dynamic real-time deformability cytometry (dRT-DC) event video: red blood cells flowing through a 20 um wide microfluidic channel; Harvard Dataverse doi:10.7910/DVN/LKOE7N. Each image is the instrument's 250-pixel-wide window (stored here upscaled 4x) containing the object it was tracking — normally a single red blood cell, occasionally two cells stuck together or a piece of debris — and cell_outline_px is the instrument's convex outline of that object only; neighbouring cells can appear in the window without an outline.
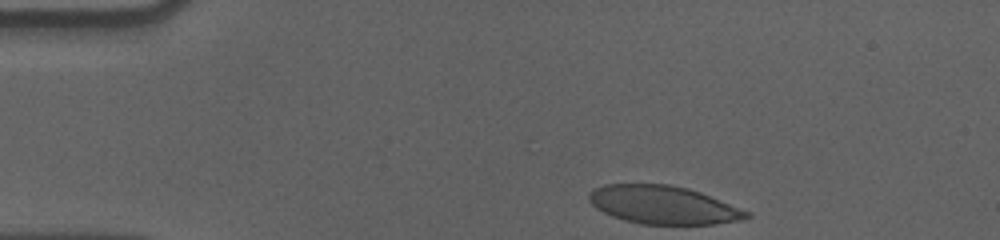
{"species": "human", "species_latin": "Homo sapiens", "temperature_condition": "cold", "stored_images_in_passage": 38, "camera_frame_rate_fps": 3000, "um_per_image_px": 0.085, "donor": {"sex": "male"}, "frame": {"image": 1, "passage_image": 1, "time_ms": 0.0, "image_size_px": [1000, 240], "cell_outline_px": [[752, 216], [744, 220], [712, 224], [640, 224], [624, 220], [612, 216], [596, 208], [588, 200], [588, 192], [604, 184], [668, 184], [688, 188], [700, 192], [752, 212]], "centroid_in_image_um": [56.4, 17.42], "position_along_channel_um": 28.6, "area_um2": 35.26}}
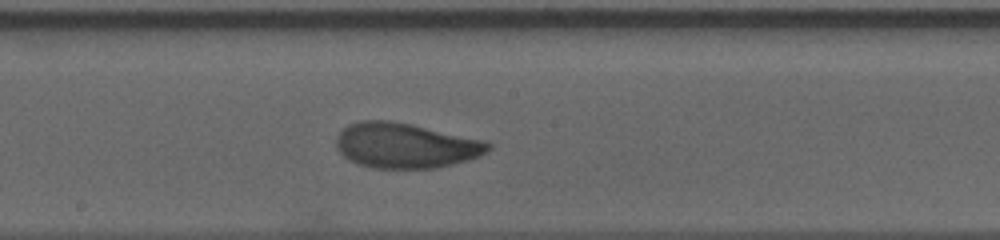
{"frame": {"image": 2, "passage_image": 22, "time_ms": 7.0, "image_size_px": [1000, 240], "cell_outline_px": [[492, 148], [480, 156], [468, 160], [436, 168], [372, 168], [356, 164], [344, 156], [336, 148], [336, 136], [348, 124], [360, 120], [392, 120], [412, 124], [488, 140], [492, 144]], "centroid_in_image_um": [34.49, 12.36], "position_along_channel_um": 213.7, "area_um2": 40.52}}
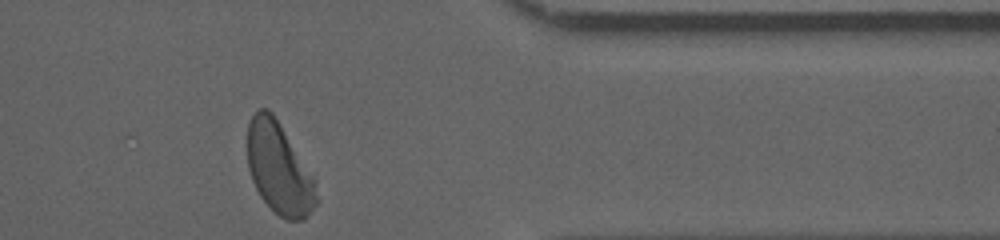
{"frame": {"image": 3, "passage_image": 38, "time_ms": 12.333, "image_size_px": [1000, 240], "cell_outline_px": [[320, 200], [304, 220], [288, 220], [280, 216], [260, 196], [252, 180], [248, 168], [248, 120], [260, 108], [268, 108], [272, 112], [316, 180]], "centroid_in_image_um": [23.75, 14.34], "position_along_channel_um": 387.6, "area_um2": 36.76}, "authors_computed_cell_mechanics": {"area_um2": 39.2173, "velocity_mm_per_s": 3.5507, "shape_relaxation_time_tau1_ms": 3.8079, "shape_relaxation_time_tau2_ms": 1.1863, "deformation_change_tau1": 0.1603, "deformation_change_tau2": 0.0609}}